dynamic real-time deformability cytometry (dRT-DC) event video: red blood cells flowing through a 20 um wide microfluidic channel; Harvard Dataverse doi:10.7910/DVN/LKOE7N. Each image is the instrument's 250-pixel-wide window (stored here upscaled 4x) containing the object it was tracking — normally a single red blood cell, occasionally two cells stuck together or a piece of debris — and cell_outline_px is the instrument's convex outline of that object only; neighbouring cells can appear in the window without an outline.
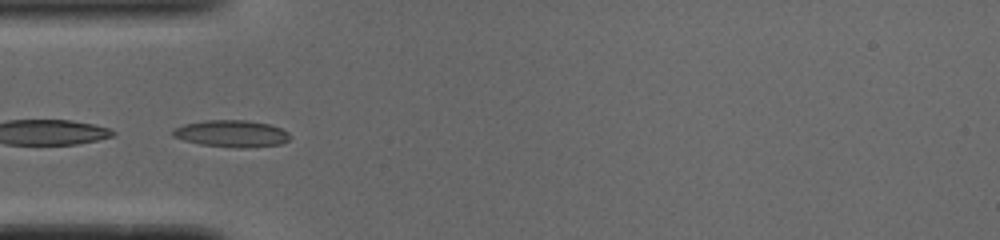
{"species": "common noctule bat (a hibernating species)", "species_latin": "Nyctalus noctula", "temperature_condition": "cold", "stored_images_in_passage": 39, "camera_frame_rate_fps": 3000, "um_per_image_px": 0.085, "animal": {"sex": "male", "body_mass_g": 19.0, "forearm_length_mm": 50.8}, "frame": {"image": 1, "passage_image": 6, "time_ms": 1.667, "image_size_px": [1000, 240], "cell_outline_px": [[292, 136], [288, 140], [280, 144], [244, 148], [240, 148], [200, 144], [184, 140], [172, 136], [172, 128], [184, 124], [204, 120], [248, 120], [268, 124], [280, 128], [288, 132]], "centroid_in_image_um": [19.67, 11.35], "position_along_channel_um": 65.3, "area_um2": 18.38}, "authors_computed_cell_mechanics": {"area_um2": 16.8198, "velocity_mm_per_s": 3.9058, "shape_relaxation_time_tau1_ms": 5.5992, "shape_relaxation_time_tau2_ms": 3.4853, "deformation_change_tau1": 0.1666, "deformation_change_tau2": 0.0868}}